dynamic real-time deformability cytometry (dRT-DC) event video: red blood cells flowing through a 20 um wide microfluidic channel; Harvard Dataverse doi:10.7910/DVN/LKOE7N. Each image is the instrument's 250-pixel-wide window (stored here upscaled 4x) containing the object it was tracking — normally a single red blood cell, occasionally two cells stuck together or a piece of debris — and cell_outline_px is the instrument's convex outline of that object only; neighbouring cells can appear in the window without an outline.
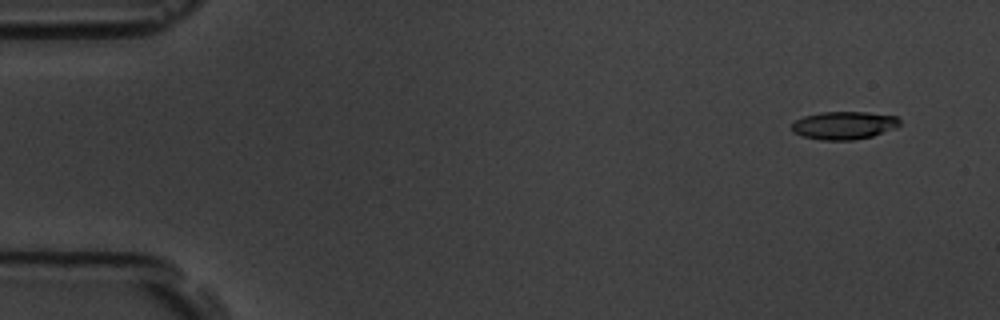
{"species": "common noctule bat (a hibernating species)", "species_latin": "Nyctalus noctula", "temperature_condition": "room temperature", "stored_images_in_passage": 4, "camera_frame_rate_fps": 3000, "um_per_image_px": 0.085, "animal": {"sex": "male", "body_mass_g": 19.5, "forearm_length_mm": 54.6}, "frame": {"image": 1, "passage_image": 1, "time_ms": 0.0, "image_size_px": [1000, 320], "cell_outline_px": [[900, 124], [896, 128], [872, 136], [852, 140], [820, 140], [804, 136], [792, 132], [792, 124], [796, 120], [804, 116], [820, 112], [868, 112], [896, 116], [900, 120]], "centroid_in_image_um": [71.74, 10.65], "position_along_channel_um": 13.3, "area_um2": 17.57}}
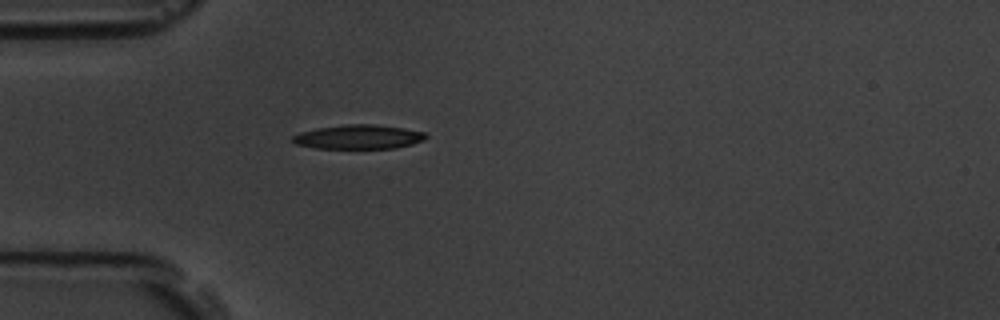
{"frame": {"image": 2, "passage_image": 4, "time_ms": 4.333, "image_size_px": [1000, 320], "cell_outline_px": [[428, 136], [424, 140], [412, 144], [396, 148], [316, 148], [296, 144], [292, 140], [292, 136], [300, 132], [316, 128], [348, 124], [372, 124], [404, 128], [424, 132]], "centroid_in_image_um": [30.48, 11.63], "position_along_channel_um": 54.5, "area_um2": 18.73}}